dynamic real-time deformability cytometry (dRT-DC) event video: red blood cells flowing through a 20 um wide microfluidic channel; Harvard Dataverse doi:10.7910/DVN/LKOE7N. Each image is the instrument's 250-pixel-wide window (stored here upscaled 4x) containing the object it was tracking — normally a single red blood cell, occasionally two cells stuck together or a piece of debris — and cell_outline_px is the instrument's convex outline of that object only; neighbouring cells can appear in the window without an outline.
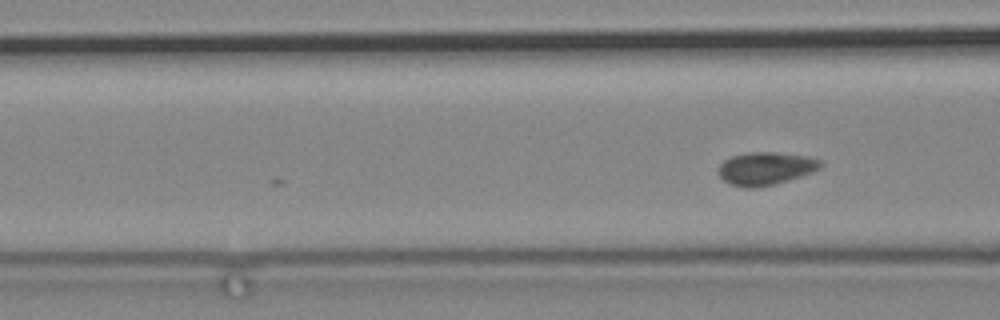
{"species": "common noctule bat (a hibernating species)", "species_latin": "Nyctalus noctula", "temperature_condition": "cold", "stored_images_in_passage": 5, "camera_frame_rate_fps": 3000, "um_per_image_px": 0.085, "animal": {"sex": "male", "body_mass_g": 19.2, "forearm_length_mm": 51.8}, "frame": {"image": 1, "passage_image": 5, "time_ms": 1.333, "image_size_px": [1000, 320], "cell_outline_px": [[824, 164], [820, 168], [812, 172], [776, 184], [756, 188], [744, 188], [728, 184], [716, 172], [720, 164], [724, 160], [732, 156], [748, 152], [776, 152], [808, 156], [820, 160]], "centroid_in_image_um": [65.05, 14.33], "position_along_channel_um": 101.5, "area_um2": 19.83}}